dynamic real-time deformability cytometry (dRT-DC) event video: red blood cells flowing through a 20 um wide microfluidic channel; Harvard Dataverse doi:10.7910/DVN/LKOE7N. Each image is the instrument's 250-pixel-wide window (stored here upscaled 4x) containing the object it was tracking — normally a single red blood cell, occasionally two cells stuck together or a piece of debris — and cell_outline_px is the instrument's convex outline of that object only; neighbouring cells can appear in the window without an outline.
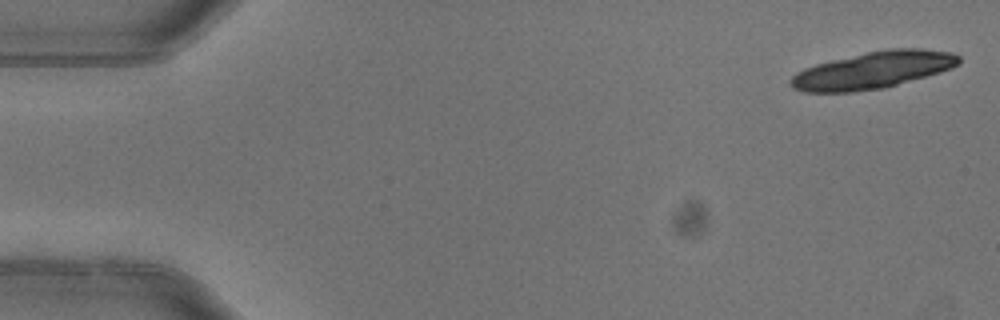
{"species": "common noctule bat (a hibernating species)", "species_latin": "Nyctalus noctula", "temperature_condition": "warm", "stored_images_in_passage": 7, "camera_frame_rate_fps": 3000, "um_per_image_px": 0.085, "animal": {"sex": "female"}, "frame": {"image": 1, "passage_image": 1, "time_ms": 0.0, "image_size_px": [1000, 320], "cell_outline_px": [[960, 64], [952, 68], [940, 72], [884, 88], [852, 92], [804, 92], [792, 88], [788, 80], [796, 72], [804, 68], [816, 64], [832, 60], [868, 52], [888, 48], [920, 48], [952, 52], [960, 56]], "centroid_in_image_um": [74.2, 5.96], "position_along_channel_um": 10.8, "area_um2": 36.3}}
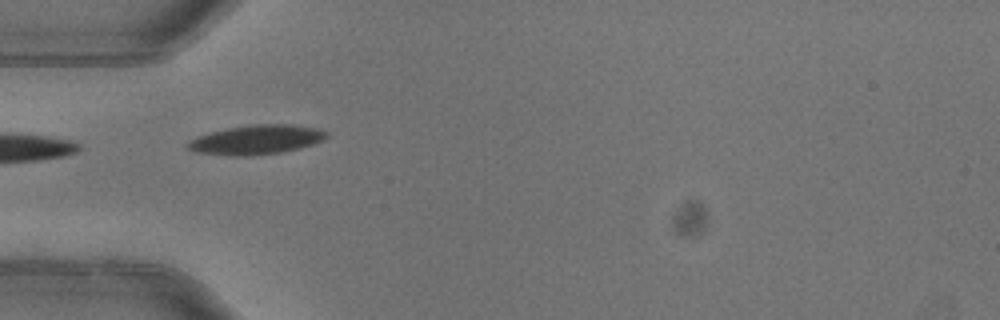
{"frame": {"image": 2, "passage_image": 5, "time_ms": 1.333, "image_size_px": [1000, 320], "cell_outline_px": [[328, 136], [324, 140], [300, 148], [280, 152], [236, 156], [196, 152], [188, 148], [184, 144], [188, 140], [196, 136], [228, 128], [256, 124], [292, 124], [320, 128], [328, 132]], "centroid_in_image_um": [21.81, 11.86], "position_along_channel_um": 63.2, "area_um2": 23.64}}